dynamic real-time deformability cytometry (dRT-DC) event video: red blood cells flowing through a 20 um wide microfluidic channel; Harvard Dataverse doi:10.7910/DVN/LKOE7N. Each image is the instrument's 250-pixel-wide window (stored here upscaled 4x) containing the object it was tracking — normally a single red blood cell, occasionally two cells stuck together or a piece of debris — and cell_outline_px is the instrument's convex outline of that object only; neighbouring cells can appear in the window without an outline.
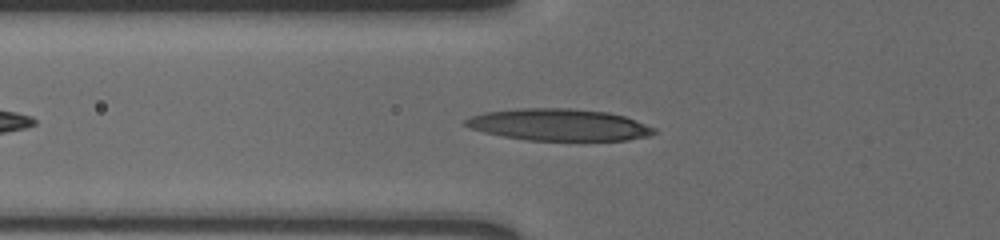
{"species": "human", "species_latin": "Homo sapiens", "temperature_condition": "cold", "stored_images_in_passage": 24, "camera_frame_rate_fps": 3000, "um_per_image_px": 0.085, "donor": {"sex": "male"}, "frame": {"image": 1, "passage_image": 6, "time_ms": 1.667, "image_size_px": [1000, 240], "cell_outline_px": [[656, 132], [648, 136], [628, 140], [528, 140], [504, 136], [484, 132], [468, 128], [464, 124], [464, 120], [472, 116], [484, 112], [520, 108], [568, 108], [608, 112], [624, 116], [656, 128]], "centroid_in_image_um": [47.5, 10.6], "position_along_channel_um": 78.3, "area_um2": 34.85}}
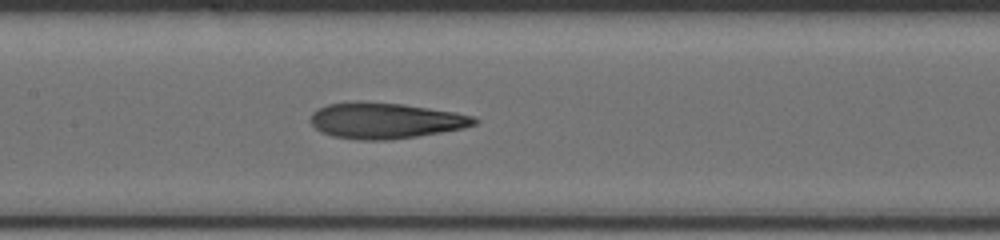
{"frame": {"image": 2, "passage_image": 14, "time_ms": 4.333, "image_size_px": [1000, 240], "cell_outline_px": [[480, 120], [476, 124], [464, 128], [416, 136], [388, 140], [356, 140], [332, 136], [320, 132], [308, 120], [312, 112], [316, 108], [328, 104], [404, 104], [456, 112], [472, 116]], "centroid_in_image_um": [32.76, 10.29], "position_along_channel_um": 174.6, "area_um2": 33.58}}
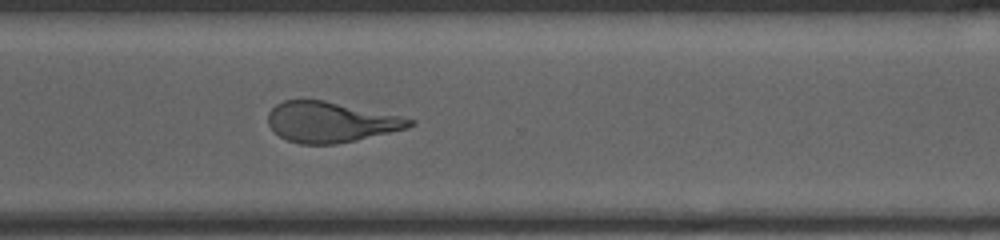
{"frame": {"image": 3, "passage_image": 24, "time_ms": 7.667, "image_size_px": [1000, 240], "cell_outline_px": [[416, 124], [408, 128], [356, 140], [336, 144], [300, 144], [288, 140], [280, 136], [268, 124], [268, 112], [276, 104], [284, 100], [324, 100], [400, 116], [416, 120]], "centroid_in_image_um": [28.11, 10.37], "position_along_channel_um": 342.5, "area_um2": 33.18}}